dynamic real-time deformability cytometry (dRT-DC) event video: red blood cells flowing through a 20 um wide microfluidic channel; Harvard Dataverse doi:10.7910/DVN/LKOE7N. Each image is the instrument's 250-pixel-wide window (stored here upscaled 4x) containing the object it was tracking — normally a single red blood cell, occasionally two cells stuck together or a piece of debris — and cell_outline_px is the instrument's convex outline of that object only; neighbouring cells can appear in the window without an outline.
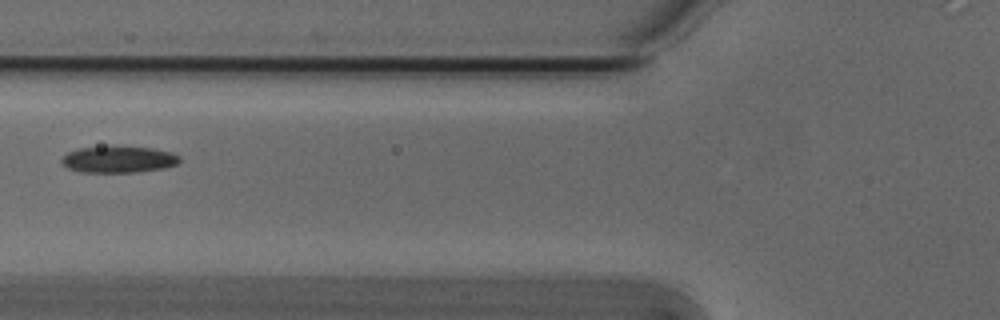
{"species": "Egyptian fruit bat (a non-hibernating species)", "species_latin": "Rousettus aegyptiacus", "temperature_condition": "cold", "stored_images_in_passage": 7, "camera_frame_rate_fps": 3000, "um_per_image_px": 0.085, "animal": {"sex": "male"}, "frame": {"image": 1, "passage_image": 6, "time_ms": 1.667, "image_size_px": [1000, 320], "cell_outline_px": [[180, 160], [176, 164], [164, 168], [136, 172], [80, 172], [68, 168], [60, 160], [68, 152], [76, 148], [112, 144], [152, 148], [172, 152], [180, 156]], "centroid_in_image_um": [10.06, 13.51], "position_along_channel_um": 115.7, "area_um2": 18.84}}